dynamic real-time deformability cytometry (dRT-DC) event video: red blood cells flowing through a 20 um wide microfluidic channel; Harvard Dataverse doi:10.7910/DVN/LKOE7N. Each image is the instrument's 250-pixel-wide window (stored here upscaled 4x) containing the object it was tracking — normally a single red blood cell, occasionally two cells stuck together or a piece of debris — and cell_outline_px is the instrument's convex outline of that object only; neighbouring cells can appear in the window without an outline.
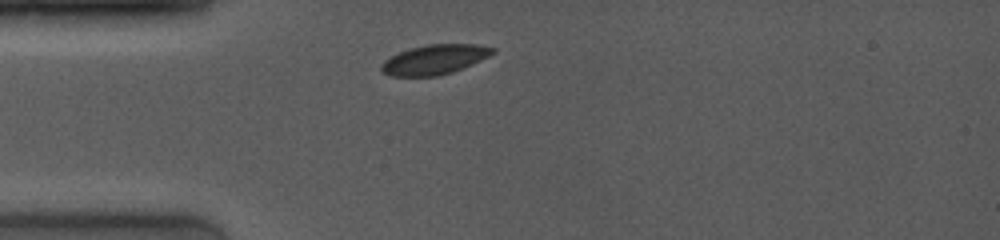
{"species": "common noctule bat (a hibernating species)", "species_latin": "Nyctalus noctula", "temperature_condition": "room temperature", "stored_images_in_passage": 2, "camera_frame_rate_fps": 4000, "um_per_image_px": 0.085, "animal": {"sex": "female", "body_mass_g": 19.0, "forearm_length_mm": 53.3}, "frame": {"image": 1, "passage_image": 2, "time_ms": 1.0, "image_size_px": [1000, 240], "cell_outline_px": [[496, 52], [464, 68], [452, 72], [436, 76], [392, 76], [384, 72], [380, 68], [380, 64], [384, 60], [408, 48], [428, 44], [480, 44], [496, 48]], "centroid_in_image_um": [36.96, 5.05], "position_along_channel_um": 48.0, "area_um2": 19.31}}